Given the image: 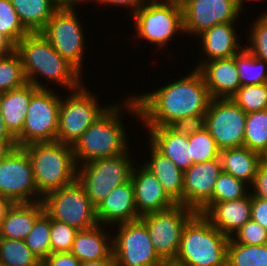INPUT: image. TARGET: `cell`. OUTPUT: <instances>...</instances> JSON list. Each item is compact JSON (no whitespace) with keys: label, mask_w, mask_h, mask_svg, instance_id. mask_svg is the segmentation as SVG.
Returning a JSON list of instances; mask_svg holds the SVG:
<instances>
[{"label":"cell","mask_w":267,"mask_h":266,"mask_svg":"<svg viewBox=\"0 0 267 266\" xmlns=\"http://www.w3.org/2000/svg\"><path fill=\"white\" fill-rule=\"evenodd\" d=\"M184 32L200 35L214 25L235 22L240 0H184L181 3Z\"/></svg>","instance_id":"16"},{"label":"cell","mask_w":267,"mask_h":266,"mask_svg":"<svg viewBox=\"0 0 267 266\" xmlns=\"http://www.w3.org/2000/svg\"><path fill=\"white\" fill-rule=\"evenodd\" d=\"M149 144L151 160L144 163V166L157 178L168 196L176 204L183 205L184 172L150 142Z\"/></svg>","instance_id":"26"},{"label":"cell","mask_w":267,"mask_h":266,"mask_svg":"<svg viewBox=\"0 0 267 266\" xmlns=\"http://www.w3.org/2000/svg\"><path fill=\"white\" fill-rule=\"evenodd\" d=\"M80 266H116L113 253L106 259L81 262Z\"/></svg>","instance_id":"50"},{"label":"cell","mask_w":267,"mask_h":266,"mask_svg":"<svg viewBox=\"0 0 267 266\" xmlns=\"http://www.w3.org/2000/svg\"><path fill=\"white\" fill-rule=\"evenodd\" d=\"M250 28V46L246 47L256 58L267 61V13H263Z\"/></svg>","instance_id":"41"},{"label":"cell","mask_w":267,"mask_h":266,"mask_svg":"<svg viewBox=\"0 0 267 266\" xmlns=\"http://www.w3.org/2000/svg\"><path fill=\"white\" fill-rule=\"evenodd\" d=\"M220 161L223 172L231 174L236 179L249 185L254 181L257 168L262 162V156L247 147L230 148L220 151Z\"/></svg>","instance_id":"28"},{"label":"cell","mask_w":267,"mask_h":266,"mask_svg":"<svg viewBox=\"0 0 267 266\" xmlns=\"http://www.w3.org/2000/svg\"><path fill=\"white\" fill-rule=\"evenodd\" d=\"M147 0H100L99 3L101 4H108V5H119V6H128L131 9H133V14L141 7L143 6ZM133 7V8H132Z\"/></svg>","instance_id":"47"},{"label":"cell","mask_w":267,"mask_h":266,"mask_svg":"<svg viewBox=\"0 0 267 266\" xmlns=\"http://www.w3.org/2000/svg\"><path fill=\"white\" fill-rule=\"evenodd\" d=\"M26 83L19 55L13 51L7 56L0 57V93L20 88Z\"/></svg>","instance_id":"36"},{"label":"cell","mask_w":267,"mask_h":266,"mask_svg":"<svg viewBox=\"0 0 267 266\" xmlns=\"http://www.w3.org/2000/svg\"><path fill=\"white\" fill-rule=\"evenodd\" d=\"M15 49V46L0 33V57L11 54Z\"/></svg>","instance_id":"49"},{"label":"cell","mask_w":267,"mask_h":266,"mask_svg":"<svg viewBox=\"0 0 267 266\" xmlns=\"http://www.w3.org/2000/svg\"><path fill=\"white\" fill-rule=\"evenodd\" d=\"M0 140H16V138L7 129L1 113H0Z\"/></svg>","instance_id":"51"},{"label":"cell","mask_w":267,"mask_h":266,"mask_svg":"<svg viewBox=\"0 0 267 266\" xmlns=\"http://www.w3.org/2000/svg\"><path fill=\"white\" fill-rule=\"evenodd\" d=\"M252 195L213 204L203 215L228 238L251 219ZM234 233V234H232Z\"/></svg>","instance_id":"21"},{"label":"cell","mask_w":267,"mask_h":266,"mask_svg":"<svg viewBox=\"0 0 267 266\" xmlns=\"http://www.w3.org/2000/svg\"><path fill=\"white\" fill-rule=\"evenodd\" d=\"M211 99L201 73L195 69L161 89L127 98L123 106L142 118L146 127H161L179 118L206 114Z\"/></svg>","instance_id":"1"},{"label":"cell","mask_w":267,"mask_h":266,"mask_svg":"<svg viewBox=\"0 0 267 266\" xmlns=\"http://www.w3.org/2000/svg\"><path fill=\"white\" fill-rule=\"evenodd\" d=\"M44 212L42 200L13 203L0 222V237L24 240Z\"/></svg>","instance_id":"22"},{"label":"cell","mask_w":267,"mask_h":266,"mask_svg":"<svg viewBox=\"0 0 267 266\" xmlns=\"http://www.w3.org/2000/svg\"><path fill=\"white\" fill-rule=\"evenodd\" d=\"M133 18L137 36L161 48L176 31L184 32L182 6L175 0H148L133 14Z\"/></svg>","instance_id":"8"},{"label":"cell","mask_w":267,"mask_h":266,"mask_svg":"<svg viewBox=\"0 0 267 266\" xmlns=\"http://www.w3.org/2000/svg\"><path fill=\"white\" fill-rule=\"evenodd\" d=\"M17 146L16 140H0V160L5 158Z\"/></svg>","instance_id":"48"},{"label":"cell","mask_w":267,"mask_h":266,"mask_svg":"<svg viewBox=\"0 0 267 266\" xmlns=\"http://www.w3.org/2000/svg\"><path fill=\"white\" fill-rule=\"evenodd\" d=\"M0 195L13 203L37 202L43 198L37 190L31 160L23 147H15L0 160Z\"/></svg>","instance_id":"12"},{"label":"cell","mask_w":267,"mask_h":266,"mask_svg":"<svg viewBox=\"0 0 267 266\" xmlns=\"http://www.w3.org/2000/svg\"><path fill=\"white\" fill-rule=\"evenodd\" d=\"M133 168V162L129 160L126 152L77 165L76 179L83 186L92 204L97 207L114 188L131 180Z\"/></svg>","instance_id":"6"},{"label":"cell","mask_w":267,"mask_h":266,"mask_svg":"<svg viewBox=\"0 0 267 266\" xmlns=\"http://www.w3.org/2000/svg\"><path fill=\"white\" fill-rule=\"evenodd\" d=\"M197 70L211 98H231L241 86L235 56L206 61Z\"/></svg>","instance_id":"20"},{"label":"cell","mask_w":267,"mask_h":266,"mask_svg":"<svg viewBox=\"0 0 267 266\" xmlns=\"http://www.w3.org/2000/svg\"><path fill=\"white\" fill-rule=\"evenodd\" d=\"M155 266H183V265L177 262L175 259H166V260H162Z\"/></svg>","instance_id":"54"},{"label":"cell","mask_w":267,"mask_h":266,"mask_svg":"<svg viewBox=\"0 0 267 266\" xmlns=\"http://www.w3.org/2000/svg\"><path fill=\"white\" fill-rule=\"evenodd\" d=\"M82 86L72 90L70 96L66 100L61 99L60 103L57 141L70 146H73L109 107H100L97 97Z\"/></svg>","instance_id":"9"},{"label":"cell","mask_w":267,"mask_h":266,"mask_svg":"<svg viewBox=\"0 0 267 266\" xmlns=\"http://www.w3.org/2000/svg\"><path fill=\"white\" fill-rule=\"evenodd\" d=\"M77 231L66 223L51 219V253L70 252Z\"/></svg>","instance_id":"40"},{"label":"cell","mask_w":267,"mask_h":266,"mask_svg":"<svg viewBox=\"0 0 267 266\" xmlns=\"http://www.w3.org/2000/svg\"><path fill=\"white\" fill-rule=\"evenodd\" d=\"M14 51L21 59L27 83L35 87L45 89L37 75L63 85L70 91L82 85V73L64 59L41 32L28 33L15 45Z\"/></svg>","instance_id":"2"},{"label":"cell","mask_w":267,"mask_h":266,"mask_svg":"<svg viewBox=\"0 0 267 266\" xmlns=\"http://www.w3.org/2000/svg\"><path fill=\"white\" fill-rule=\"evenodd\" d=\"M243 146L261 156L267 151V109L246 115Z\"/></svg>","instance_id":"31"},{"label":"cell","mask_w":267,"mask_h":266,"mask_svg":"<svg viewBox=\"0 0 267 266\" xmlns=\"http://www.w3.org/2000/svg\"><path fill=\"white\" fill-rule=\"evenodd\" d=\"M226 266H267V244L246 245L229 238Z\"/></svg>","instance_id":"30"},{"label":"cell","mask_w":267,"mask_h":266,"mask_svg":"<svg viewBox=\"0 0 267 266\" xmlns=\"http://www.w3.org/2000/svg\"><path fill=\"white\" fill-rule=\"evenodd\" d=\"M85 0H53L59 8H73L75 4L84 2ZM74 5V6H73Z\"/></svg>","instance_id":"53"},{"label":"cell","mask_w":267,"mask_h":266,"mask_svg":"<svg viewBox=\"0 0 267 266\" xmlns=\"http://www.w3.org/2000/svg\"><path fill=\"white\" fill-rule=\"evenodd\" d=\"M241 86L267 83V61L256 58L246 47L235 55Z\"/></svg>","instance_id":"32"},{"label":"cell","mask_w":267,"mask_h":266,"mask_svg":"<svg viewBox=\"0 0 267 266\" xmlns=\"http://www.w3.org/2000/svg\"><path fill=\"white\" fill-rule=\"evenodd\" d=\"M75 8H59L41 31L53 48L80 73L82 72L84 34Z\"/></svg>","instance_id":"15"},{"label":"cell","mask_w":267,"mask_h":266,"mask_svg":"<svg viewBox=\"0 0 267 266\" xmlns=\"http://www.w3.org/2000/svg\"><path fill=\"white\" fill-rule=\"evenodd\" d=\"M117 225L119 231L110 239L116 266H155L163 260L141 219Z\"/></svg>","instance_id":"14"},{"label":"cell","mask_w":267,"mask_h":266,"mask_svg":"<svg viewBox=\"0 0 267 266\" xmlns=\"http://www.w3.org/2000/svg\"><path fill=\"white\" fill-rule=\"evenodd\" d=\"M121 107L111 105L72 146L76 165L97 158L114 157L127 152ZM77 160V161H76Z\"/></svg>","instance_id":"5"},{"label":"cell","mask_w":267,"mask_h":266,"mask_svg":"<svg viewBox=\"0 0 267 266\" xmlns=\"http://www.w3.org/2000/svg\"><path fill=\"white\" fill-rule=\"evenodd\" d=\"M81 261L71 252L51 253L42 262L41 266H80Z\"/></svg>","instance_id":"45"},{"label":"cell","mask_w":267,"mask_h":266,"mask_svg":"<svg viewBox=\"0 0 267 266\" xmlns=\"http://www.w3.org/2000/svg\"><path fill=\"white\" fill-rule=\"evenodd\" d=\"M100 226L77 231L70 252L81 262L106 259L113 253L111 237Z\"/></svg>","instance_id":"27"},{"label":"cell","mask_w":267,"mask_h":266,"mask_svg":"<svg viewBox=\"0 0 267 266\" xmlns=\"http://www.w3.org/2000/svg\"><path fill=\"white\" fill-rule=\"evenodd\" d=\"M178 134L189 136L205 128V114L179 118L169 125Z\"/></svg>","instance_id":"43"},{"label":"cell","mask_w":267,"mask_h":266,"mask_svg":"<svg viewBox=\"0 0 267 266\" xmlns=\"http://www.w3.org/2000/svg\"><path fill=\"white\" fill-rule=\"evenodd\" d=\"M60 103L61 98L50 89H39L32 96L22 132L16 137L19 147L57 141Z\"/></svg>","instance_id":"10"},{"label":"cell","mask_w":267,"mask_h":266,"mask_svg":"<svg viewBox=\"0 0 267 266\" xmlns=\"http://www.w3.org/2000/svg\"><path fill=\"white\" fill-rule=\"evenodd\" d=\"M246 113L231 98H212L205 114V128L220 151L243 147Z\"/></svg>","instance_id":"13"},{"label":"cell","mask_w":267,"mask_h":266,"mask_svg":"<svg viewBox=\"0 0 267 266\" xmlns=\"http://www.w3.org/2000/svg\"><path fill=\"white\" fill-rule=\"evenodd\" d=\"M39 90L31 83L0 93V113L10 133L16 138L24 125L32 96Z\"/></svg>","instance_id":"23"},{"label":"cell","mask_w":267,"mask_h":266,"mask_svg":"<svg viewBox=\"0 0 267 266\" xmlns=\"http://www.w3.org/2000/svg\"><path fill=\"white\" fill-rule=\"evenodd\" d=\"M188 144L190 159L193 160V164L211 161L220 156V150L206 128L189 135Z\"/></svg>","instance_id":"38"},{"label":"cell","mask_w":267,"mask_h":266,"mask_svg":"<svg viewBox=\"0 0 267 266\" xmlns=\"http://www.w3.org/2000/svg\"><path fill=\"white\" fill-rule=\"evenodd\" d=\"M98 223L116 225L140 219L135 205L134 187L130 181L114 188L111 193L96 207ZM109 223V224H108Z\"/></svg>","instance_id":"19"},{"label":"cell","mask_w":267,"mask_h":266,"mask_svg":"<svg viewBox=\"0 0 267 266\" xmlns=\"http://www.w3.org/2000/svg\"><path fill=\"white\" fill-rule=\"evenodd\" d=\"M262 161L265 162V163H267V151L262 156Z\"/></svg>","instance_id":"55"},{"label":"cell","mask_w":267,"mask_h":266,"mask_svg":"<svg viewBox=\"0 0 267 266\" xmlns=\"http://www.w3.org/2000/svg\"><path fill=\"white\" fill-rule=\"evenodd\" d=\"M240 2H241V5H242V7H243L244 0H240Z\"/></svg>","instance_id":"57"},{"label":"cell","mask_w":267,"mask_h":266,"mask_svg":"<svg viewBox=\"0 0 267 266\" xmlns=\"http://www.w3.org/2000/svg\"><path fill=\"white\" fill-rule=\"evenodd\" d=\"M175 1L181 4L184 0H175Z\"/></svg>","instance_id":"56"},{"label":"cell","mask_w":267,"mask_h":266,"mask_svg":"<svg viewBox=\"0 0 267 266\" xmlns=\"http://www.w3.org/2000/svg\"><path fill=\"white\" fill-rule=\"evenodd\" d=\"M222 171L220 158L193 164L184 171L183 206L198 212L211 199Z\"/></svg>","instance_id":"17"},{"label":"cell","mask_w":267,"mask_h":266,"mask_svg":"<svg viewBox=\"0 0 267 266\" xmlns=\"http://www.w3.org/2000/svg\"><path fill=\"white\" fill-rule=\"evenodd\" d=\"M245 182L222 171L216 180L211 199L198 211L204 214L213 204L240 199L247 195Z\"/></svg>","instance_id":"34"},{"label":"cell","mask_w":267,"mask_h":266,"mask_svg":"<svg viewBox=\"0 0 267 266\" xmlns=\"http://www.w3.org/2000/svg\"><path fill=\"white\" fill-rule=\"evenodd\" d=\"M229 238L196 212L185 224L175 258L183 266H226Z\"/></svg>","instance_id":"3"},{"label":"cell","mask_w":267,"mask_h":266,"mask_svg":"<svg viewBox=\"0 0 267 266\" xmlns=\"http://www.w3.org/2000/svg\"><path fill=\"white\" fill-rule=\"evenodd\" d=\"M235 236H233L232 239L236 243L246 245L267 244V229L263 228L258 222L252 219L248 220L235 233Z\"/></svg>","instance_id":"42"},{"label":"cell","mask_w":267,"mask_h":266,"mask_svg":"<svg viewBox=\"0 0 267 266\" xmlns=\"http://www.w3.org/2000/svg\"><path fill=\"white\" fill-rule=\"evenodd\" d=\"M231 99L246 114L267 109V83L240 86Z\"/></svg>","instance_id":"37"},{"label":"cell","mask_w":267,"mask_h":266,"mask_svg":"<svg viewBox=\"0 0 267 266\" xmlns=\"http://www.w3.org/2000/svg\"><path fill=\"white\" fill-rule=\"evenodd\" d=\"M42 202L45 213L51 219L66 223L77 230L99 224L96 207L77 179L70 185L46 193Z\"/></svg>","instance_id":"7"},{"label":"cell","mask_w":267,"mask_h":266,"mask_svg":"<svg viewBox=\"0 0 267 266\" xmlns=\"http://www.w3.org/2000/svg\"><path fill=\"white\" fill-rule=\"evenodd\" d=\"M32 163L37 190L46 193L70 185L77 178L72 146L53 142H35L23 147Z\"/></svg>","instance_id":"4"},{"label":"cell","mask_w":267,"mask_h":266,"mask_svg":"<svg viewBox=\"0 0 267 266\" xmlns=\"http://www.w3.org/2000/svg\"><path fill=\"white\" fill-rule=\"evenodd\" d=\"M11 3L29 33L41 32L59 9L53 0H11Z\"/></svg>","instance_id":"29"},{"label":"cell","mask_w":267,"mask_h":266,"mask_svg":"<svg viewBox=\"0 0 267 266\" xmlns=\"http://www.w3.org/2000/svg\"><path fill=\"white\" fill-rule=\"evenodd\" d=\"M195 213L189 207L175 204L169 209L140 217L147 227L155 251L163 260L176 258L183 228Z\"/></svg>","instance_id":"11"},{"label":"cell","mask_w":267,"mask_h":266,"mask_svg":"<svg viewBox=\"0 0 267 266\" xmlns=\"http://www.w3.org/2000/svg\"><path fill=\"white\" fill-rule=\"evenodd\" d=\"M0 263L5 266H41L24 240L0 237Z\"/></svg>","instance_id":"33"},{"label":"cell","mask_w":267,"mask_h":266,"mask_svg":"<svg viewBox=\"0 0 267 266\" xmlns=\"http://www.w3.org/2000/svg\"><path fill=\"white\" fill-rule=\"evenodd\" d=\"M233 25V22L220 23L199 35L202 40V50L208 60H203L195 69L206 61L231 58L241 51L240 44L236 42Z\"/></svg>","instance_id":"25"},{"label":"cell","mask_w":267,"mask_h":266,"mask_svg":"<svg viewBox=\"0 0 267 266\" xmlns=\"http://www.w3.org/2000/svg\"><path fill=\"white\" fill-rule=\"evenodd\" d=\"M51 218L44 212L24 239L25 244L42 262L51 254Z\"/></svg>","instance_id":"35"},{"label":"cell","mask_w":267,"mask_h":266,"mask_svg":"<svg viewBox=\"0 0 267 266\" xmlns=\"http://www.w3.org/2000/svg\"><path fill=\"white\" fill-rule=\"evenodd\" d=\"M136 168L138 167L133 168L131 182L134 187L135 205L140 216L163 211L176 204L144 165L140 169Z\"/></svg>","instance_id":"18"},{"label":"cell","mask_w":267,"mask_h":266,"mask_svg":"<svg viewBox=\"0 0 267 266\" xmlns=\"http://www.w3.org/2000/svg\"><path fill=\"white\" fill-rule=\"evenodd\" d=\"M251 185L255 189L252 196L267 200V163L262 161L259 164Z\"/></svg>","instance_id":"44"},{"label":"cell","mask_w":267,"mask_h":266,"mask_svg":"<svg viewBox=\"0 0 267 266\" xmlns=\"http://www.w3.org/2000/svg\"><path fill=\"white\" fill-rule=\"evenodd\" d=\"M150 143L168 157L183 172L193 165L190 159L188 136L173 131L169 126L147 127Z\"/></svg>","instance_id":"24"},{"label":"cell","mask_w":267,"mask_h":266,"mask_svg":"<svg viewBox=\"0 0 267 266\" xmlns=\"http://www.w3.org/2000/svg\"><path fill=\"white\" fill-rule=\"evenodd\" d=\"M251 219L267 229V200L252 196Z\"/></svg>","instance_id":"46"},{"label":"cell","mask_w":267,"mask_h":266,"mask_svg":"<svg viewBox=\"0 0 267 266\" xmlns=\"http://www.w3.org/2000/svg\"><path fill=\"white\" fill-rule=\"evenodd\" d=\"M12 204L13 202L10 199L0 195V222L2 221Z\"/></svg>","instance_id":"52"},{"label":"cell","mask_w":267,"mask_h":266,"mask_svg":"<svg viewBox=\"0 0 267 266\" xmlns=\"http://www.w3.org/2000/svg\"><path fill=\"white\" fill-rule=\"evenodd\" d=\"M0 33L14 46L29 33L20 22L11 0H0Z\"/></svg>","instance_id":"39"}]
</instances>
